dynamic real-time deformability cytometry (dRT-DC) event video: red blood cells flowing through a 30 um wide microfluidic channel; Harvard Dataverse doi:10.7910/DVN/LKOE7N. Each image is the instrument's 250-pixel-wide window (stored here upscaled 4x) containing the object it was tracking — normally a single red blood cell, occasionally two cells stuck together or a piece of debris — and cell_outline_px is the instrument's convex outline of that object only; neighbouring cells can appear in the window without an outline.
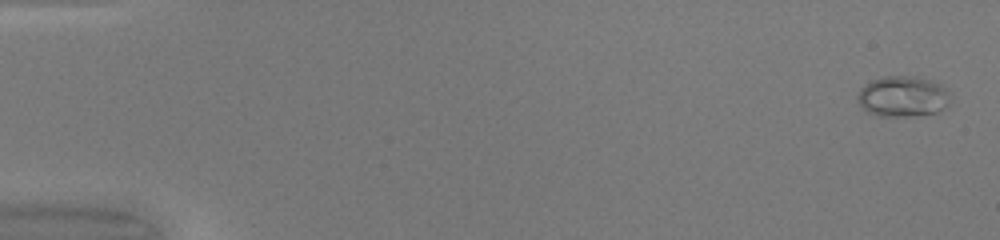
{"species": "common noctule bat (a hibernating species)", "species_latin": "Nyctalus noctula", "temperature_condition": "warm", "stored_images_in_passage": 49, "camera_frame_rate_fps": 3000, "um_per_image_px": 0.085, "animal": {"sex": "female", "body_mass_g": 20.0, "forearm_length_mm": 54.0}, "frame": {"image": 1, "passage_image": 1, "time_ms": 0.0, "image_size_px": [1000, 240], "cell_outline_px": [[948, 104], [936, 112], [912, 116], [876, 116], [868, 112], [856, 100], [856, 96], [860, 88], [864, 84], [872, 80], [884, 76], [916, 76], [932, 80], [940, 84], [948, 92]], "centroid_in_image_um": [76.68, 8.19], "position_along_channel_um": 8.3, "area_um2": 22.02}}
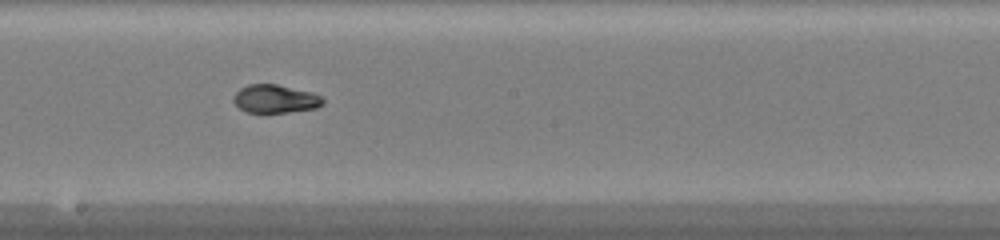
{"frame": {"image": 2, "passage_image": 28, "time_ms": 9.0, "image_size_px": [1000, 240], "cell_outline_px": [[324, 104], [316, 108], [288, 112], [248, 112], [240, 108], [232, 100], [232, 96], [240, 88], [248, 84], [276, 84], [312, 92], [320, 96], [324, 100]], "centroid_in_image_um": [23.39, 8.39], "position_along_channel_um": 224.8, "area_um2": 14.68}}
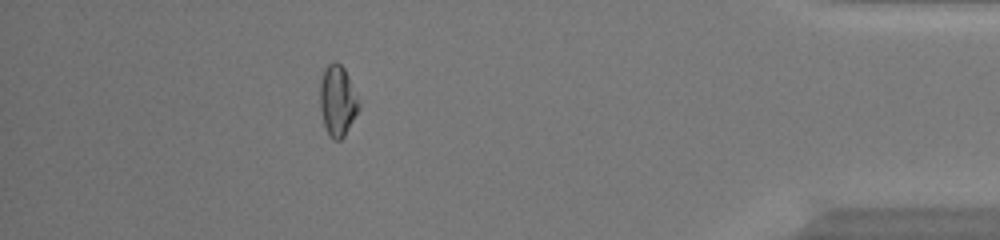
{"frame": {"image": 3, "passage_image": 44, "time_ms": 14.333, "image_size_px": [1000, 240], "cell_outline_px": [[360, 108], [344, 136], [340, 140], [332, 140], [328, 136], [324, 128], [320, 108], [320, 76], [324, 68], [332, 60], [340, 64], [344, 68], [348, 76], [360, 104]], "centroid_in_image_um": [28.66, 8.57], "position_along_channel_um": 406.5, "area_um2": 16.24}, "authors_computed_cell_mechanics": {"area_um2": 15.606, "velocity_mm_per_s": 4.2434, "shape_relaxation_time_tau1_ms": 9.7596, "shape_relaxation_time_tau2_ms": 1.4848, "deformation_change_tau1": 0.264, "deformation_change_tau2": 0.0466}}